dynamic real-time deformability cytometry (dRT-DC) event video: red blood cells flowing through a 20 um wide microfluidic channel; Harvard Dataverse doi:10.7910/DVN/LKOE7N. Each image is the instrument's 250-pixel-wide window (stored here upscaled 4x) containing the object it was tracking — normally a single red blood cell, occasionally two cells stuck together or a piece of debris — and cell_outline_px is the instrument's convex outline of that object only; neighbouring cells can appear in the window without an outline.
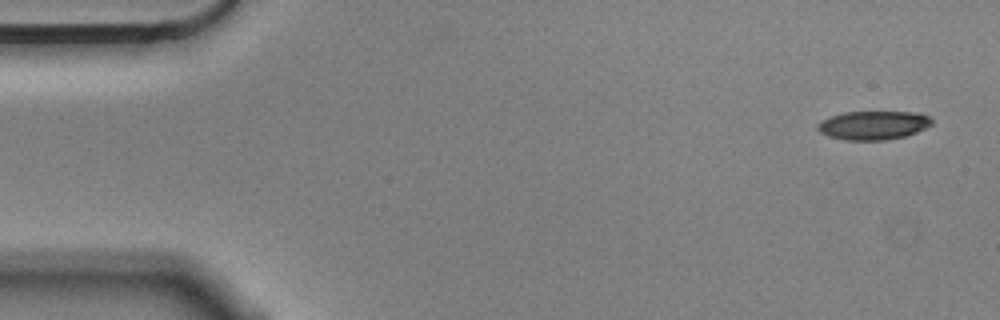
{"species": "Egyptian fruit bat (a non-hibernating species)", "species_latin": "Rousettus aegyptiacus", "temperature_condition": "cold", "stored_images_in_passage": 2, "segment_of_instrument_passage": [2, 2], "camera_frame_rate_fps": 3000, "um_per_image_px": 0.085, "animal": {"sex": "male"}, "frame": {"image": 1, "passage_image": 2, "time_ms": 0.333, "image_size_px": [1000, 320], "cell_outline_px": [[932, 124], [916, 132], [904, 136], [884, 140], [844, 140], [828, 136], [820, 132], [816, 128], [816, 124], [832, 116], [844, 112], [916, 112], [928, 116], [932, 120]], "centroid_in_image_um": [74.21, 10.65], "position_along_channel_um": 10.8, "area_um2": 18.96}}